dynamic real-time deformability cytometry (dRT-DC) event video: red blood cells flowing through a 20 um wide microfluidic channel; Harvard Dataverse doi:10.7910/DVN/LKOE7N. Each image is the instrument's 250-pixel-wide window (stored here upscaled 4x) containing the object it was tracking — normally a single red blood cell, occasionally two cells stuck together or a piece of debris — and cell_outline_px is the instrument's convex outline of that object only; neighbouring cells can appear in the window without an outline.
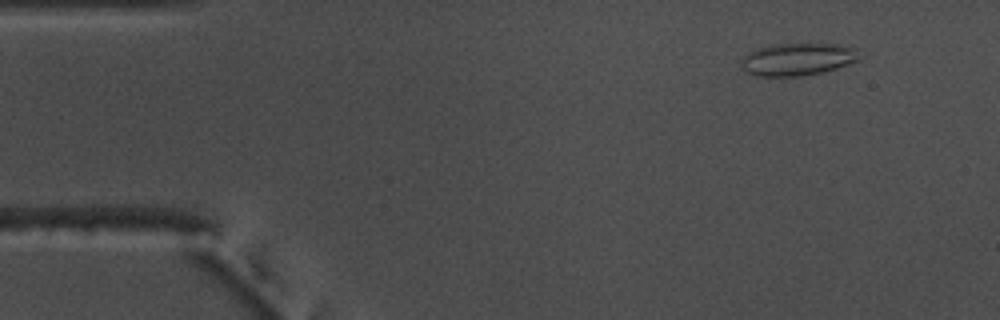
{"species": "common noctule bat (a hibernating species)", "species_latin": "Nyctalus noctula", "temperature_condition": "warm", "stored_images_in_passage": 55, "camera_frame_rate_fps": 3000, "um_per_image_px": 0.085, "animal": {"sex": "male", "body_mass_g": 17.5, "forearm_length_mm": 52.3}, "frame": {"image": 1, "passage_image": 6, "time_ms": 1.667, "image_size_px": [1000, 320], "cell_outline_px": [[856, 60], [848, 64], [824, 72], [804, 76], [760, 76], [748, 72], [740, 64], [740, 60], [744, 56], [756, 48], [772, 44], [836, 44], [856, 48]], "centroid_in_image_um": [67.75, 5.04], "position_along_channel_um": 17.3, "area_um2": 22.08}}
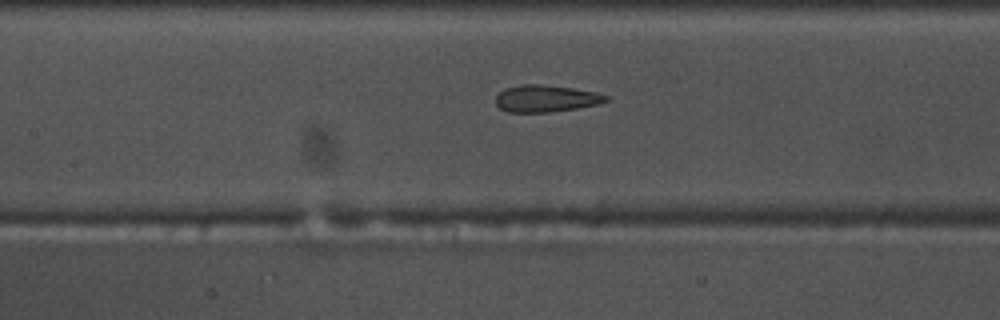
{"frame": {"image": 2, "passage_image": 25, "time_ms": 8.0, "image_size_px": [1000, 320], "cell_outline_px": [[612, 100], [600, 104], [576, 108], [548, 112], [508, 112], [500, 108], [496, 104], [496, 96], [504, 88], [524, 84], [540, 84], [572, 88], [596, 92], [608, 96]], "centroid_in_image_um": [46.43, 8.37], "position_along_channel_um": 161.0, "area_um2": 17.34}}
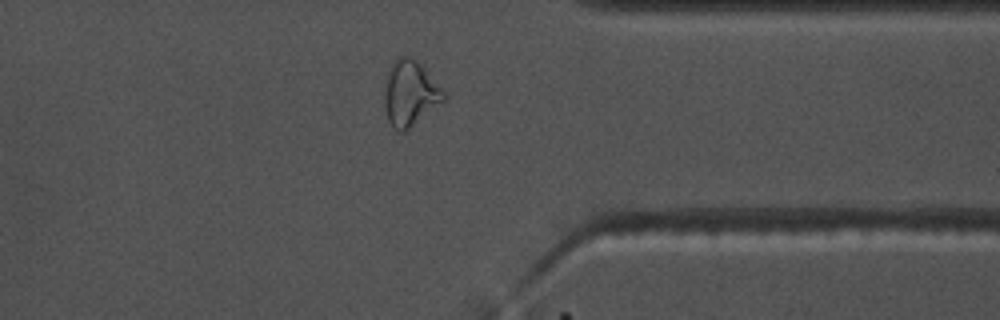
{"frame": {"image": 3, "passage_image": 43, "time_ms": 14.0, "image_size_px": [1000, 320], "cell_outline_px": [[444, 100], [408, 132], [400, 132], [392, 128], [388, 120], [384, 104], [384, 92], [388, 76], [392, 64], [400, 56], [408, 56], [416, 60], [420, 64], [444, 92]], "centroid_in_image_um": [34.84, 8.01], "position_along_channel_um": 376.6, "area_um2": 22.31}, "authors_computed_cell_mechanics": {"area_um2": 20.4612, "velocity_mm_per_s": 3.7158, "shape_relaxation_time_tau1_ms": null, "shape_relaxation_time_tau2_ms": 1.7821, "deformation_change_tau1": null, "deformation_change_tau2": 0.1023}}